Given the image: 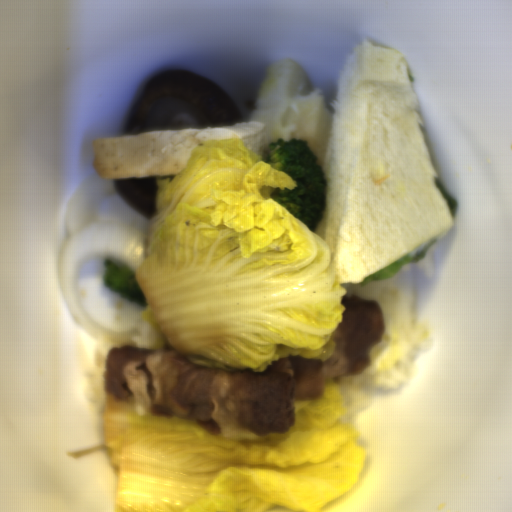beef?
Masks as SVG:
<instances>
[{"label":"beef","instance_id":"obj_1","mask_svg":"<svg viewBox=\"0 0 512 512\" xmlns=\"http://www.w3.org/2000/svg\"><path fill=\"white\" fill-rule=\"evenodd\" d=\"M343 321L334 331V355L325 363L279 357L264 371L206 369L175 348L108 347L101 377L103 395L131 401L140 415H174L198 422L211 436L235 441L244 431L258 437L285 434L295 424L294 400L319 401L326 381L354 383L371 364L387 317L380 302L344 296Z\"/></svg>","mask_w":512,"mask_h":512}]
</instances>
